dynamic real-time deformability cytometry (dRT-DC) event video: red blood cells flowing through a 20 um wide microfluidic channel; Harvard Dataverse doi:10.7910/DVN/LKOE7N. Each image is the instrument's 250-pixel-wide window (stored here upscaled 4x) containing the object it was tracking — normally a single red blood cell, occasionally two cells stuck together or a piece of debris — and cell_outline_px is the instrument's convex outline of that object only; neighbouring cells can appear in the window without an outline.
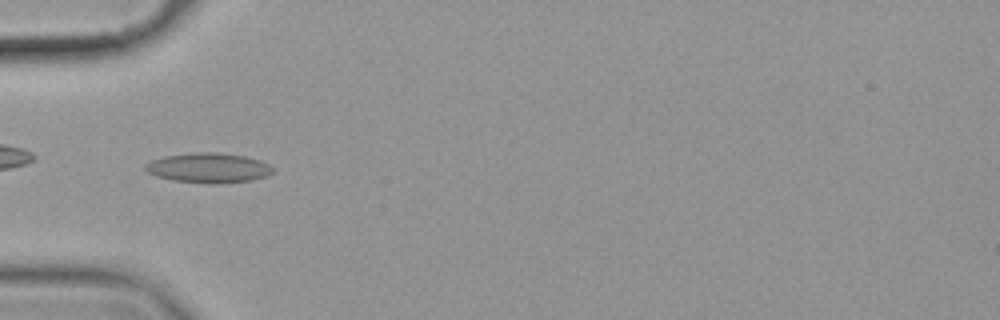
{"species": "common noctule bat (a hibernating species)", "species_latin": "Nyctalus noctula", "temperature_condition": "cold", "stored_images_in_passage": 41, "camera_frame_rate_fps": 3000, "um_per_image_px": 0.085, "animal": {"sex": "female", "body_mass_g": 19.9}, "frame": {"image": 1, "passage_image": 3, "time_ms": 0.667, "image_size_px": [1000, 320], "cell_outline_px": [[272, 172], [264, 176], [252, 180], [216, 184], [172, 180], [156, 176], [148, 172], [144, 168], [144, 164], [152, 160], [164, 156], [192, 152], [216, 152], [244, 156], [260, 160], [268, 164], [272, 168]], "centroid_in_image_um": [17.68, 14.26], "position_along_channel_um": 67.3, "area_um2": 22.08}}
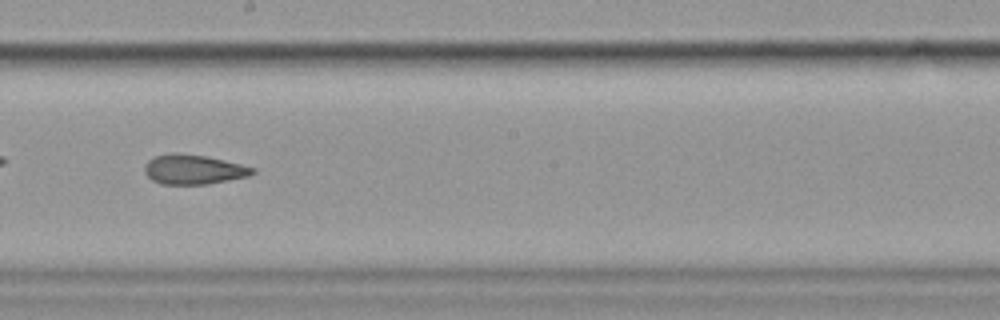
{"frame": {"image": 2, "passage_image": 17, "time_ms": 5.333, "image_size_px": [1000, 320], "cell_outline_px": [[256, 172], [248, 176], [208, 184], [160, 184], [152, 180], [144, 172], [144, 164], [148, 160], [156, 156], [168, 152], [176, 152], [208, 156], [256, 168]], "centroid_in_image_um": [16.42, 14.39], "position_along_channel_um": 231.8, "area_um2": 18.84}}
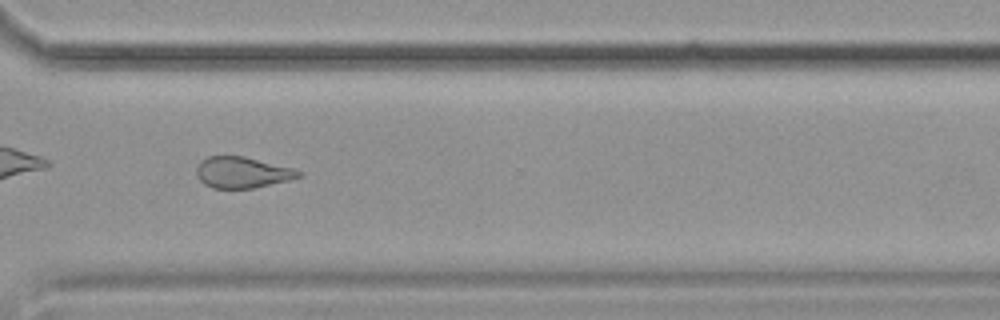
{"frame": {"image": 3, "passage_image": 27, "time_ms": 8.667, "image_size_px": [1000, 320], "cell_outline_px": [[304, 172], [300, 176], [288, 180], [252, 188], [212, 188], [204, 184], [196, 176], [196, 168], [200, 160], [208, 156], [244, 156], [292, 168]], "centroid_in_image_um": [20.54, 14.65], "position_along_channel_um": 350.1, "area_um2": 18.44}, "authors_computed_cell_mechanics": {"area_um2": 19.4208, "velocity_mm_per_s": 3.5468, "shape_relaxation_time_tau1_ms": 7.8818, "shape_relaxation_time_tau2_ms": 4.299, "deformation_change_tau1": 0.142, "deformation_change_tau2": 0.1108}}